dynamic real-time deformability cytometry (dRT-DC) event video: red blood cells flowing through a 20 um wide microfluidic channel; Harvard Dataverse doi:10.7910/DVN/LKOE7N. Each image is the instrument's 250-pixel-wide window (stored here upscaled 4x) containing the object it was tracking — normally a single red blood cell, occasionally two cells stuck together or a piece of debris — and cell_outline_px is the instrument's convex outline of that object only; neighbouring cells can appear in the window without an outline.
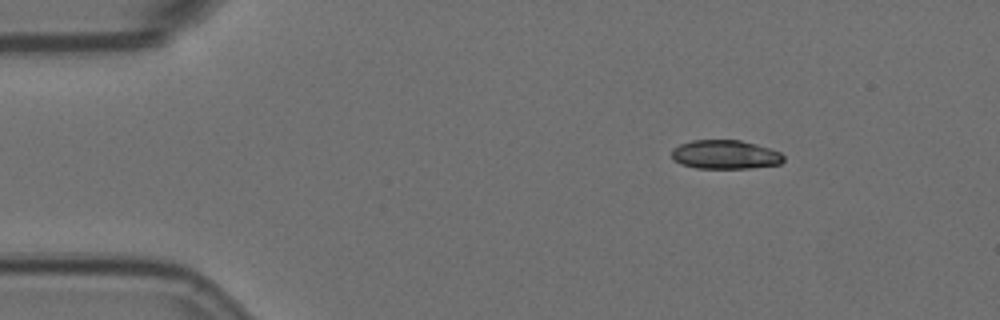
{"species": "Egyptian fruit bat (a non-hibernating species)", "species_latin": "Rousettus aegyptiacus", "temperature_condition": "room temperature", "stored_images_in_passage": 3, "camera_frame_rate_fps": 3000, "um_per_image_px": 0.085, "animal": {"sex": "female"}, "frame": {"image": 1, "passage_image": 1, "time_ms": 0.0, "image_size_px": [1000, 320], "cell_outline_px": [[784, 160], [780, 164], [748, 168], [696, 168], [680, 164], [672, 160], [672, 148], [680, 144], [692, 140], [740, 140], [756, 144], [780, 152], [784, 156]], "centroid_in_image_um": [61.61, 13.14], "position_along_channel_um": 23.4, "area_um2": 18.9}}